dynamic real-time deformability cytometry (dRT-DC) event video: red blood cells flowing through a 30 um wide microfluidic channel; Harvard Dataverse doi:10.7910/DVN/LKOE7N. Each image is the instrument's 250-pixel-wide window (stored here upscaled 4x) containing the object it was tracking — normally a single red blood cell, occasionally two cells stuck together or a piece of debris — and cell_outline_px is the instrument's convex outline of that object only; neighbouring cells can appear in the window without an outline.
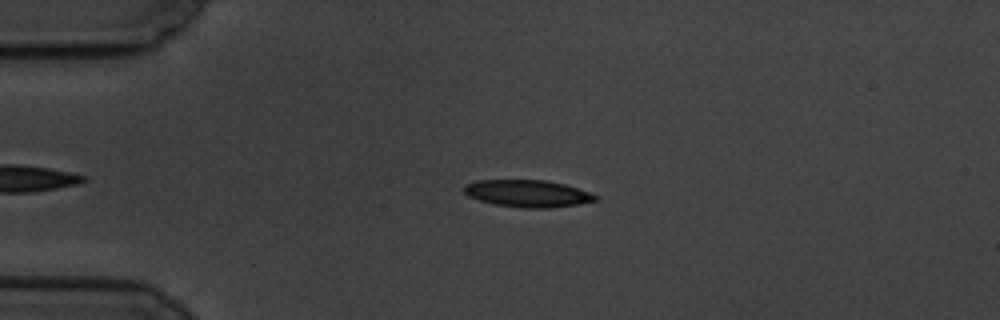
{"species": "common noctule bat (a hibernating species)", "species_latin": "Nyctalus noctula", "temperature_condition": "cold", "stored_images_in_passage": 47, "camera_frame_rate_fps": 3000, "um_per_image_px": 0.085, "animal": {"sex": "male", "body_mass_g": 19.5, "forearm_length_mm": 54.6}, "frame": {"image": 1, "passage_image": 8, "time_ms": 2.333, "image_size_px": [1000, 320], "cell_outline_px": [[596, 200], [576, 204], [548, 208], [524, 208], [492, 204], [468, 196], [464, 192], [464, 184], [476, 180], [544, 180], [564, 184], [588, 192], [596, 196]], "centroid_in_image_um": [44.77, 16.44], "position_along_channel_um": 40.2, "area_um2": 20.52}}
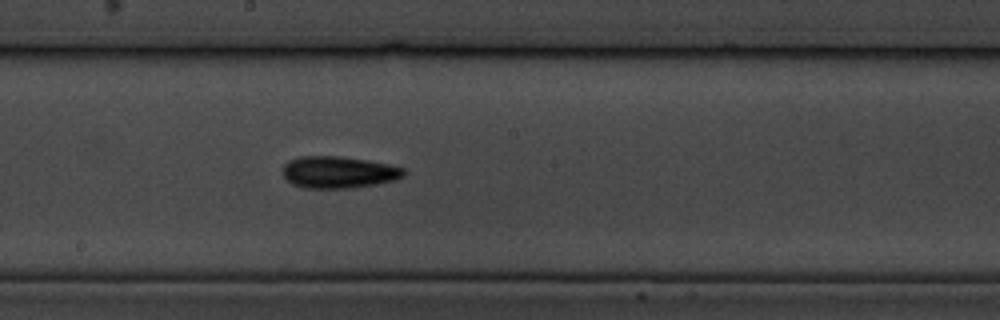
{"frame": {"image": 2, "passage_image": 26, "time_ms": 8.333, "image_size_px": [1000, 320], "cell_outline_px": [[404, 176], [396, 180], [376, 184], [348, 188], [304, 188], [292, 184], [284, 176], [284, 164], [288, 160], [300, 156], [340, 156], [368, 160], [388, 164], [404, 168]], "centroid_in_image_um": [28.78, 14.63], "position_along_channel_um": 219.4, "area_um2": 22.48}}
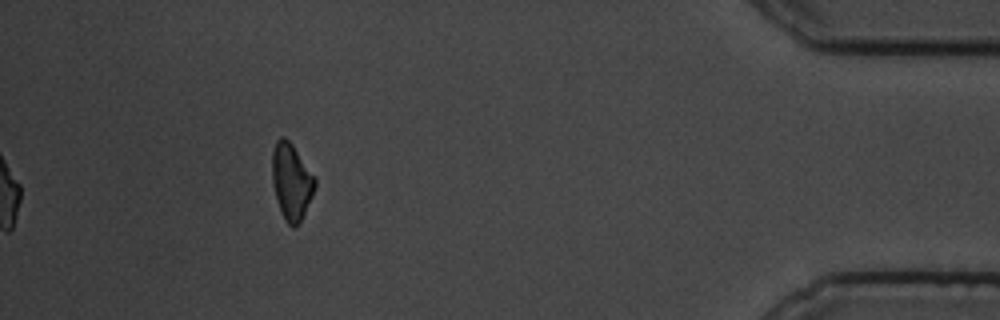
{"frame": {"image": 3, "passage_image": 47, "time_ms": 15.333, "image_size_px": [1000, 320], "cell_outline_px": [[316, 184], [312, 196], [300, 224], [296, 228], [292, 228], [284, 220], [272, 184], [272, 152], [276, 140], [280, 136], [284, 136], [292, 144], [316, 176]], "centroid_in_image_um": [24.78, 15.43], "position_along_channel_um": 410.4, "area_um2": 19.31}, "authors_computed_cell_mechanics": {"area_um2": 20.3456, "velocity_mm_per_s": 3.4926, "shape_relaxation_time_tau1_ms": 2.8276, "shape_relaxation_time_tau2_ms": null, "deformation_change_tau1": 0.1103, "deformation_change_tau2": null}}